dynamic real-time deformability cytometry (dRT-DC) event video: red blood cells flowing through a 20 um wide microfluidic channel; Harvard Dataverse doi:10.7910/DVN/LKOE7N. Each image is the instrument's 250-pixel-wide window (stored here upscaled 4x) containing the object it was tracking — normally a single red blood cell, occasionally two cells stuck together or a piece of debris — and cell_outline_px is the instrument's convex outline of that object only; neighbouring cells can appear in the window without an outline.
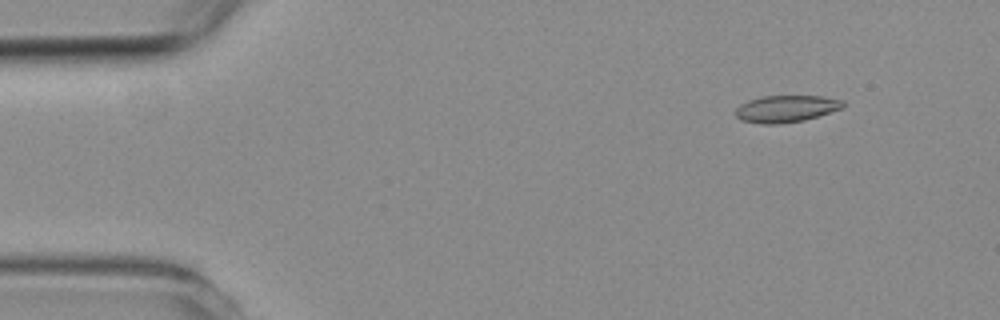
{"species": "common noctule bat (a hibernating species)", "species_latin": "Nyctalus noctula", "temperature_condition": "room temperature", "stored_images_in_passage": 4, "camera_frame_rate_fps": 3000, "um_per_image_px": 0.085, "animal": {"sex": "female", "body_mass_g": 19.3, "forearm_length_mm": 54.1}, "frame": {"image": 1, "passage_image": 2, "time_ms": 1.333, "image_size_px": [1000, 320], "cell_outline_px": [[844, 108], [804, 120], [780, 124], [764, 124], [740, 120], [736, 116], [736, 108], [740, 104], [748, 100], [764, 96], [820, 96], [844, 100]], "centroid_in_image_um": [66.82, 9.24], "position_along_channel_um": 18.2, "area_um2": 16.88}}